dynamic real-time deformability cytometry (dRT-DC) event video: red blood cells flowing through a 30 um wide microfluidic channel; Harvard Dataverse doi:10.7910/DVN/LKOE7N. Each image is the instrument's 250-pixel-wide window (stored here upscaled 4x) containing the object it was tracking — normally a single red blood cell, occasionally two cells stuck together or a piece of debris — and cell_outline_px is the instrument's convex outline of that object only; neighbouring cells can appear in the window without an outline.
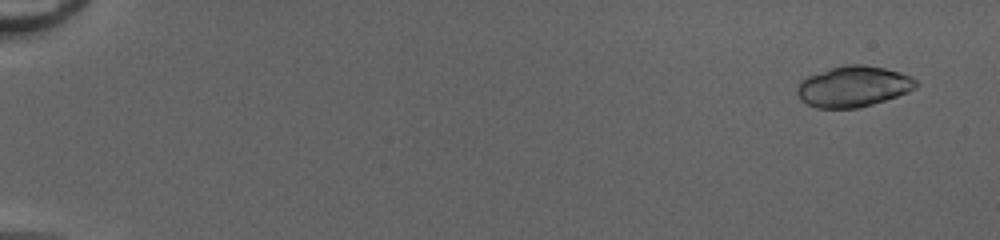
{"species": "common noctule bat (a hibernating species)", "species_latin": "Nyctalus noctula", "temperature_condition": "cold", "stored_images_in_passage": 51, "camera_frame_rate_fps": 3000, "um_per_image_px": 0.085, "animal": {"sex": "female", "body_mass_g": 20.0, "forearm_length_mm": 54.0}, "frame": {"image": 1, "passage_image": 3, "time_ms": 0.667, "image_size_px": [1000, 240], "cell_outline_px": [[920, 84], [916, 88], [908, 92], [860, 108], [816, 108], [800, 100], [796, 92], [796, 88], [800, 80], [808, 76], [828, 68], [848, 64], [864, 64], [884, 68], [900, 72], [912, 76]], "centroid_in_image_um": [72.53, 7.34], "position_along_channel_um": 12.5, "area_um2": 28.55}}
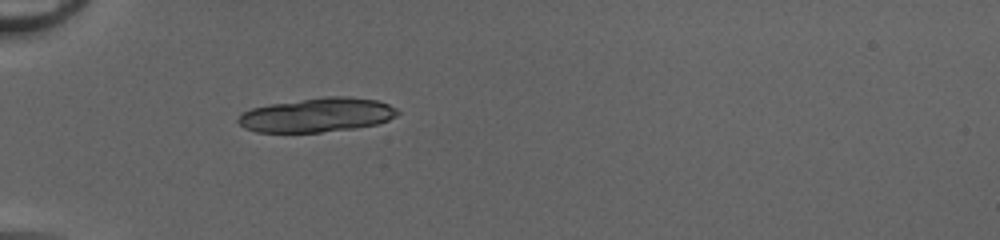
{"frame": {"image": 2, "passage_image": 18, "time_ms": 5.667, "image_size_px": [1000, 240], "cell_outline_px": [[400, 112], [396, 116], [388, 120], [376, 124], [356, 128], [320, 132], [256, 132], [244, 128], [236, 120], [244, 112], [252, 108], [272, 104], [324, 96], [348, 96], [376, 100], [388, 104], [396, 108]], "centroid_in_image_um": [26.97, 9.77], "position_along_channel_um": 58.0, "area_um2": 31.62}}